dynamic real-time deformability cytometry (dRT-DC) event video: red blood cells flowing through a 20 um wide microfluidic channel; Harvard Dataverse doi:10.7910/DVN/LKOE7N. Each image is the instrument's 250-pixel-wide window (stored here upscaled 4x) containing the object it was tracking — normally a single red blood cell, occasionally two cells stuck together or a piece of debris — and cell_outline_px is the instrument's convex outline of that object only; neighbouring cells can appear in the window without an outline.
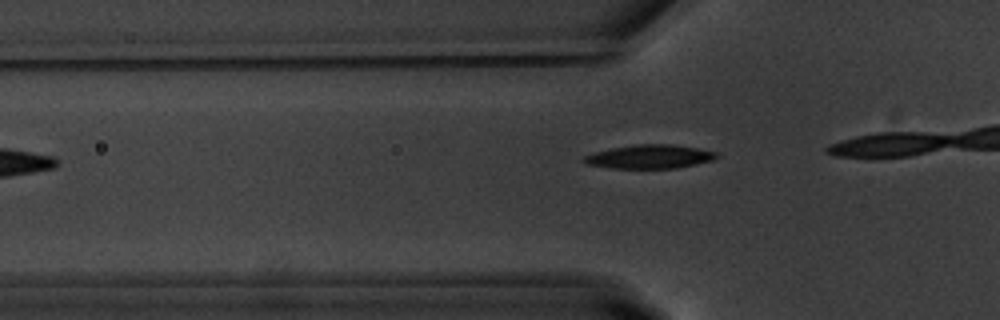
{"species": "common noctule bat (a hibernating species)", "species_latin": "Nyctalus noctula", "temperature_condition": "warm", "stored_images_in_passage": 6, "camera_frame_rate_fps": 3000, "um_per_image_px": 0.085, "animal": {"sex": "male", "body_mass_g": 20.1, "forearm_length_mm": 53.5}, "frame": {"image": 1, "passage_image": 3, "time_ms": 0.667, "image_size_px": [1000, 320], "cell_outline_px": [[720, 156], [712, 160], [696, 164], [676, 168], [612, 168], [584, 164], [580, 160], [584, 156], [596, 152], [612, 148], [636, 144], [672, 144], [696, 148], [716, 152]], "centroid_in_image_um": [55.19, 13.32], "position_along_channel_um": 70.6, "area_um2": 18.32}}